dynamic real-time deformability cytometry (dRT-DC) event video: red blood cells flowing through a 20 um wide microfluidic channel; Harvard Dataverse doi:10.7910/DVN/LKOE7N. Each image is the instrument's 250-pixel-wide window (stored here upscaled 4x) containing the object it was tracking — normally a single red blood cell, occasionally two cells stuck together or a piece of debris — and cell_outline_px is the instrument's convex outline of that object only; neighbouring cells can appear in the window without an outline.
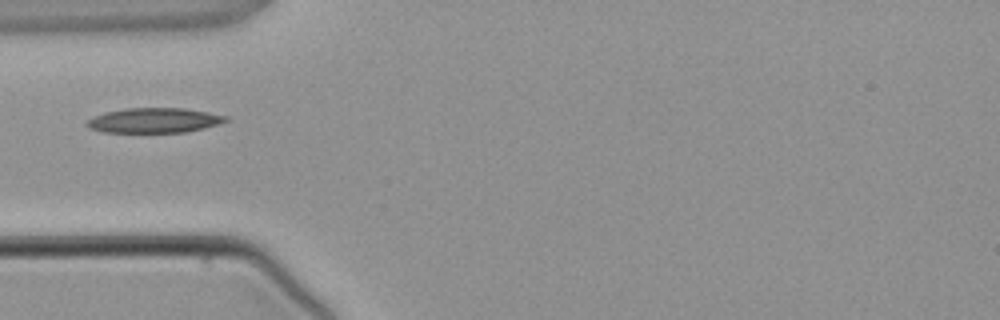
{"species": "common noctule bat (a hibernating species)", "species_latin": "Nyctalus noctula", "temperature_condition": "warm", "stored_images_in_passage": 4, "camera_frame_rate_fps": 3000, "um_per_image_px": 0.085, "animal": {"sex": "male", "body_mass_g": 21.5, "forearm_length_mm": 52.0}, "frame": {"image": 1, "passage_image": 3, "time_ms": 3.333, "image_size_px": [1000, 320], "cell_outline_px": [[228, 120], [204, 128], [184, 132], [104, 132], [88, 128], [84, 124], [92, 116], [104, 112], [124, 108], [184, 108], [208, 112], [228, 116]], "centroid_in_image_um": [13.05, 10.22], "position_along_channel_um": 72.0, "area_um2": 20.17}}